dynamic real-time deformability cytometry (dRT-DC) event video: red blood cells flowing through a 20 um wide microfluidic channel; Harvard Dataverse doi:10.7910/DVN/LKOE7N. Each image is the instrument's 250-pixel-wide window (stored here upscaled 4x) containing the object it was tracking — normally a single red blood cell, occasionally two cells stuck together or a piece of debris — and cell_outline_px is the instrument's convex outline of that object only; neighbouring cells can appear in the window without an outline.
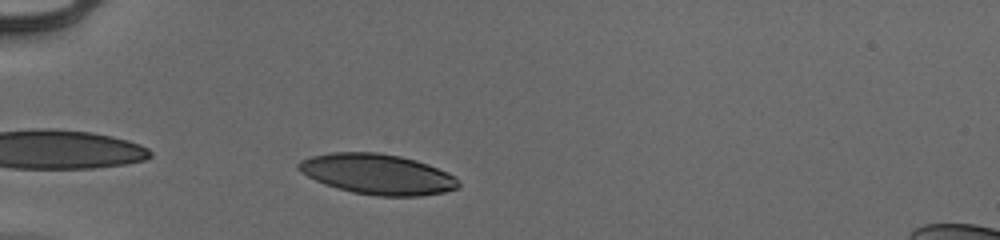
{"species": "human", "species_latin": "Homo sapiens", "temperature_condition": "cold", "stored_images_in_passage": 31, "camera_frame_rate_fps": 3000, "um_per_image_px": 0.085, "donor": {"sex": "male"}, "frame": {"image": 1, "passage_image": 2, "time_ms": 0.333, "image_size_px": [1000, 240], "cell_outline_px": [[460, 184], [456, 188], [444, 192], [420, 196], [376, 196], [352, 192], [316, 180], [300, 172], [296, 168], [296, 164], [300, 160], [312, 156], [332, 152], [380, 152], [400, 156], [416, 160], [428, 164], [456, 176]], "centroid_in_image_um": [32.09, 14.79], "position_along_channel_um": 52.9, "area_um2": 37.57}}
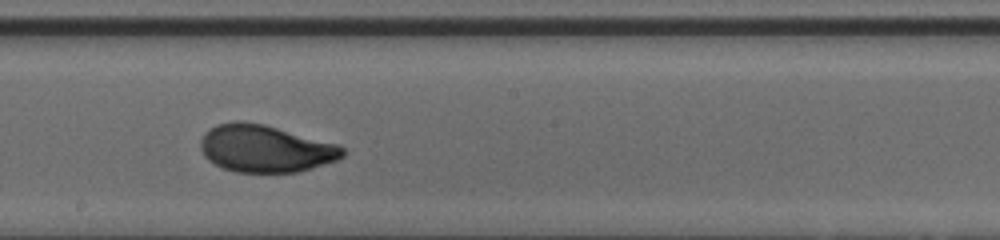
{"frame": {"image": 2, "passage_image": 17, "time_ms": 5.333, "image_size_px": [1000, 240], "cell_outline_px": [[344, 156], [336, 160], [312, 168], [296, 172], [236, 172], [224, 168], [208, 160], [204, 156], [200, 148], [200, 140], [204, 132], [208, 128], [216, 124], [236, 120], [240, 120], [264, 124], [336, 144], [344, 148]], "centroid_in_image_um": [22.5, 12.62], "position_along_channel_um": 225.7, "area_um2": 39.07}}
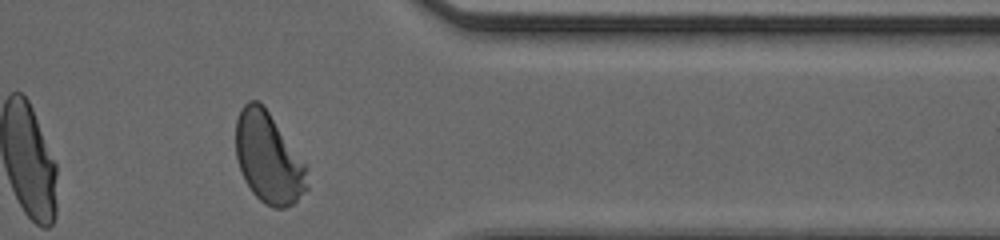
{"frame": {"image": 3, "passage_image": 30, "time_ms": 9.667, "image_size_px": [1000, 240], "cell_outline_px": [[308, 188], [292, 204], [284, 208], [272, 208], [264, 204], [252, 192], [244, 180], [236, 156], [236, 120], [240, 108], [248, 100], [256, 100], [268, 112], [308, 168]], "centroid_in_image_um": [22.81, 13.46], "position_along_channel_um": 388.6, "area_um2": 37.4}, "authors_computed_cell_mechanics": {"area_um2": 38.3792, "velocity_mm_per_s": 3.9317, "shape_relaxation_time_tau1_ms": 4.1061, "shape_relaxation_time_tau2_ms": 0.7743, "deformation_change_tau1": 0.1842, "deformation_change_tau2": 0.0555}}